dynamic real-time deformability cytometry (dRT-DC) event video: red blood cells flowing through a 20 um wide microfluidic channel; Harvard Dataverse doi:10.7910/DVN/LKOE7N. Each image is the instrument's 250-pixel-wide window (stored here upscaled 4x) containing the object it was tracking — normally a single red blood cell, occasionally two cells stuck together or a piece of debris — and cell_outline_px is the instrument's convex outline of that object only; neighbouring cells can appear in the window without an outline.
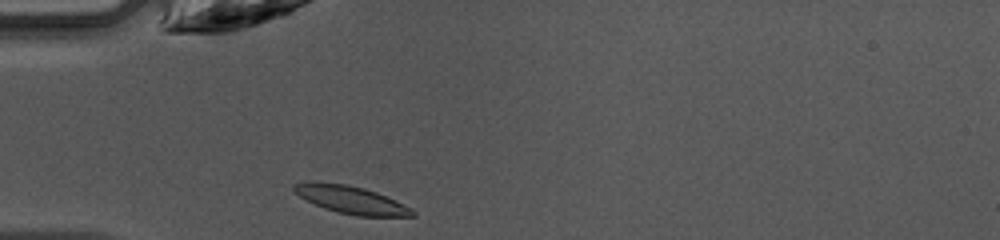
{"species": "common noctule bat (a hibernating species)", "species_latin": "Nyctalus noctula", "temperature_condition": "warm", "stored_images_in_passage": 34, "camera_frame_rate_fps": 3000, "um_per_image_px": 0.085, "animal": {"sex": "female", "body_mass_g": 10.0, "forearm_length_mm": 53.1}, "frame": {"image": 1, "passage_image": 1, "time_ms": 0.0, "image_size_px": [1000, 240], "cell_outline_px": [[416, 216], [356, 216], [324, 208], [300, 196], [292, 188], [292, 184], [308, 180], [312, 180], [344, 184], [364, 188], [376, 192], [412, 208], [416, 212]], "centroid_in_image_um": [29.82, 16.96], "position_along_channel_um": 55.2, "area_um2": 19.02}}
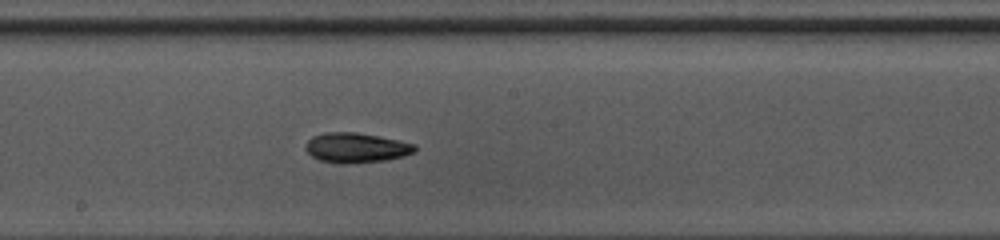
{"frame": {"image": 2, "passage_image": 13, "time_ms": 4.0, "image_size_px": [1000, 240], "cell_outline_px": [[416, 152], [404, 156], [384, 160], [348, 164], [340, 164], [320, 160], [312, 156], [304, 148], [308, 140], [312, 136], [324, 132], [356, 132], [416, 144]], "centroid_in_image_um": [30.25, 12.56], "position_along_channel_um": 217.9, "area_um2": 19.02}}
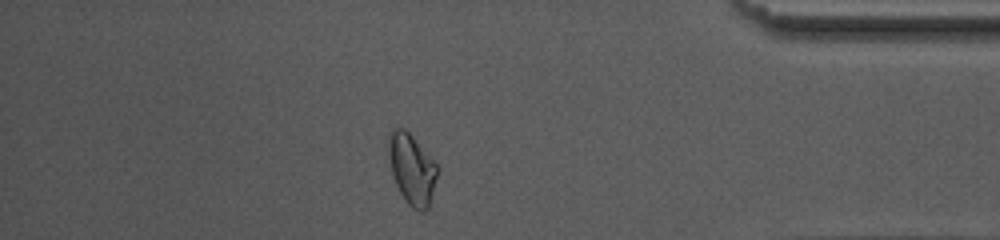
{"frame": {"image": 3, "passage_image": 28, "time_ms": 9.0, "image_size_px": [1000, 240], "cell_outline_px": [[440, 168], [428, 208], [424, 212], [420, 212], [412, 208], [408, 204], [400, 192], [396, 184], [392, 172], [388, 152], [388, 136], [392, 128], [404, 128], [412, 136]], "centroid_in_image_um": [35.02, 14.38], "position_along_channel_um": 400.2, "area_um2": 20.0}, "authors_computed_cell_mechanics": {"area_um2": 19.0162, "velocity_mm_per_s": 4.234, "shape_relaxation_time_tau1_ms": 4.7524, "shape_relaxation_time_tau2_ms": 7.9859, "deformation_change_tau1": 0.1336, "deformation_change_tau2": 0.1139}}